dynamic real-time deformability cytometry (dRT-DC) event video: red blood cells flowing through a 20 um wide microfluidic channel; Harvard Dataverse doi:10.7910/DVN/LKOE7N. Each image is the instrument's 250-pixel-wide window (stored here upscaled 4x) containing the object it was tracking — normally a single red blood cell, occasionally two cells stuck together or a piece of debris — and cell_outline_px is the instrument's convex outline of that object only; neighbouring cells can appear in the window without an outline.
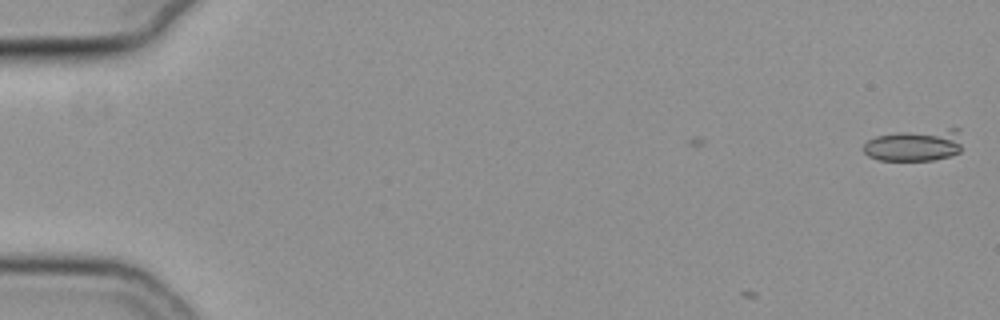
{"species": "common noctule bat (a hibernating species)", "species_latin": "Nyctalus noctula", "temperature_condition": "cold", "stored_images_in_passage": 5, "camera_frame_rate_fps": 3000, "um_per_image_px": 0.085, "animal": {"sex": "female", "body_mass_g": 19.3, "forearm_length_mm": 54.1}, "frame": {"image": 1, "passage_image": 1, "time_ms": 0.0, "image_size_px": [1000, 320], "cell_outline_px": [[960, 152], [948, 156], [932, 160], [880, 160], [868, 156], [864, 152], [864, 144], [868, 140], [876, 136], [900, 132], [948, 128], [960, 128]], "centroid_in_image_um": [77.76, 12.33], "position_along_channel_um": 7.2, "area_um2": 18.38}}